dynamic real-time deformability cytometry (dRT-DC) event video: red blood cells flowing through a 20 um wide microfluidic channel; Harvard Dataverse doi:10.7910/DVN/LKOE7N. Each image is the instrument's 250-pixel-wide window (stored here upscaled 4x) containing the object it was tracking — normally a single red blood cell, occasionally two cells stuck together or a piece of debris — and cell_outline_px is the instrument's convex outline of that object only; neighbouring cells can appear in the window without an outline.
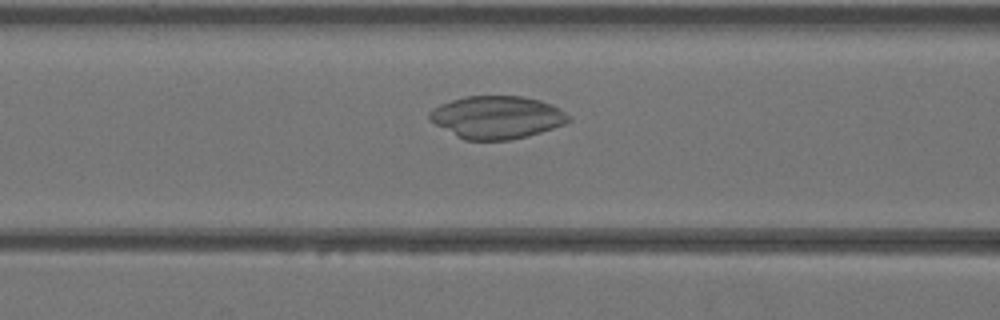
{"species": "Egyptian fruit bat (a non-hibernating species)", "species_latin": "Rousettus aegyptiacus", "temperature_condition": "warm", "stored_images_in_passage": 30, "camera_frame_rate_fps": 3000, "um_per_image_px": 0.085, "animal": {"sex": "female"}, "frame": {"image": 1, "passage_image": 12, "time_ms": 3.667, "image_size_px": [1000, 320], "cell_outline_px": [[572, 120], [564, 124], [528, 136], [508, 140], [464, 140], [456, 136], [428, 120], [428, 112], [432, 108], [440, 104], [464, 96], [520, 96], [540, 100], [552, 104], [572, 116]], "centroid_in_image_um": [42.22, 9.96], "position_along_channel_um": 124.4, "area_um2": 34.8}}
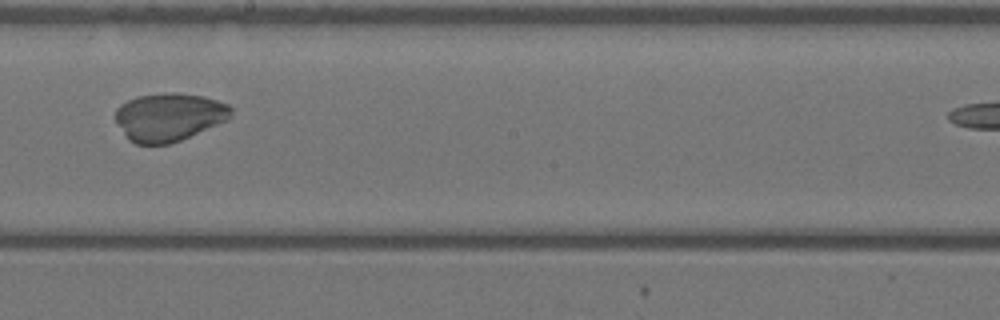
{"frame": {"image": 2, "passage_image": 19, "time_ms": 6.0, "image_size_px": [1000, 320], "cell_outline_px": [[232, 116], [228, 120], [180, 140], [168, 144], [136, 144], [128, 140], [116, 120], [116, 108], [120, 104], [136, 96], [172, 92], [204, 96], [228, 104], [232, 108]], "centroid_in_image_um": [14.37, 9.94], "position_along_channel_um": 233.8, "area_um2": 32.37}}
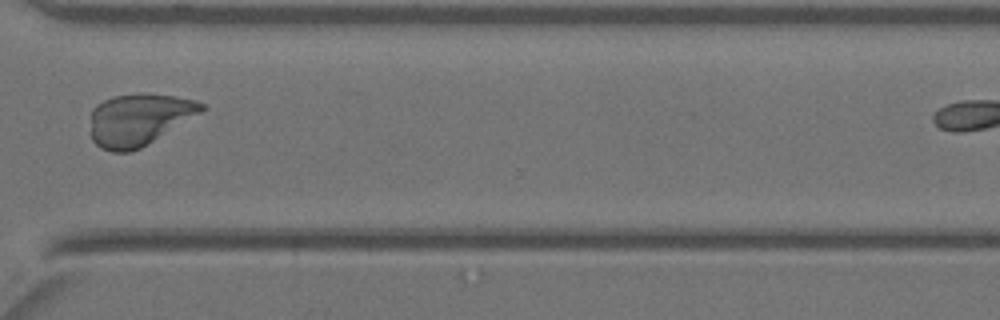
{"frame": {"image": 3, "passage_image": 27, "time_ms": 8.667, "image_size_px": [1000, 320], "cell_outline_px": [[208, 108], [140, 148], [128, 152], [112, 152], [100, 148], [92, 140], [92, 108], [96, 104], [112, 96], [172, 96], [192, 100], [204, 104]], "centroid_in_image_um": [11.78, 10.2], "position_along_channel_um": 358.8, "area_um2": 32.48}}